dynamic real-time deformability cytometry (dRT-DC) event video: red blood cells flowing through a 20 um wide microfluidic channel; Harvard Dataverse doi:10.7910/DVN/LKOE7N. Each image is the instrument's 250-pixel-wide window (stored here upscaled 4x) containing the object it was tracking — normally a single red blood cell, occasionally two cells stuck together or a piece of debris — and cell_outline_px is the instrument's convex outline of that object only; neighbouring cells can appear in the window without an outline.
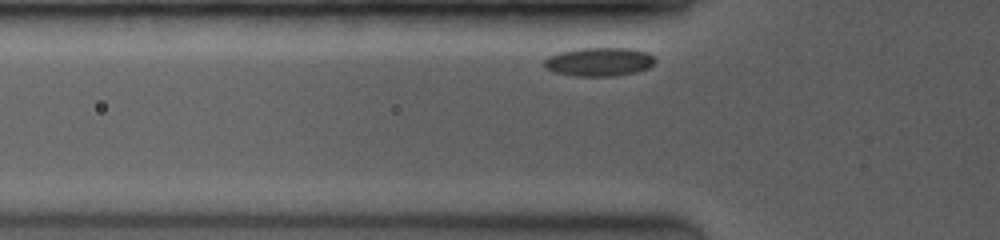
{"species": "common noctule bat (a hibernating species)", "species_latin": "Nyctalus noctula", "temperature_condition": "room temperature", "stored_images_in_passage": 37, "camera_frame_rate_fps": 3500, "um_per_image_px": 0.085, "animal": {"sex": "female", "body_mass_g": 19.0, "forearm_length_mm": 53.3}, "frame": {"image": 1, "passage_image": 4, "time_ms": 0.571, "image_size_px": [1000, 240], "cell_outline_px": [[656, 60], [648, 68], [636, 72], [616, 76], [572, 76], [552, 72], [544, 68], [544, 60], [548, 56], [560, 52], [580, 48], [632, 48], [648, 52]], "centroid_in_image_um": [50.9, 5.26], "position_along_channel_um": 74.9, "area_um2": 18.73}}
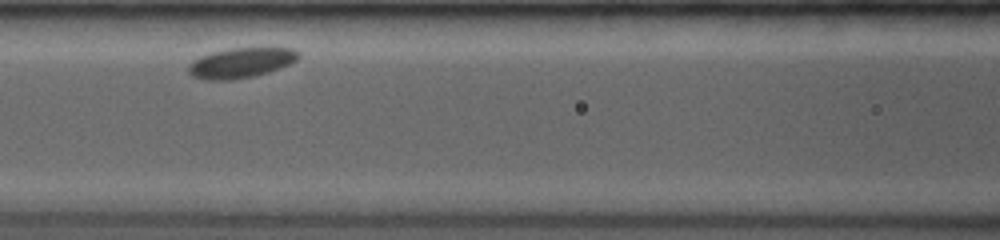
{"frame": {"image": 2, "passage_image": 13, "time_ms": 2.571, "image_size_px": [1000, 240], "cell_outline_px": [[300, 56], [296, 60], [280, 68], [268, 72], [252, 76], [232, 80], [204, 80], [192, 76], [188, 72], [188, 64], [192, 60], [200, 56], [212, 52], [228, 48], [292, 48], [300, 52]], "centroid_in_image_um": [20.44, 5.34], "position_along_channel_um": 146.2, "area_um2": 19.36}}
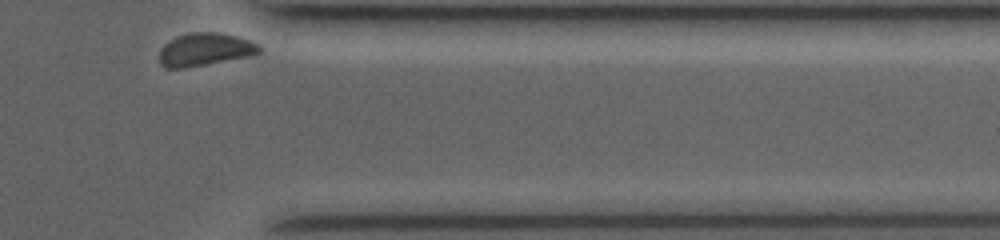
{"frame": {"image": 3, "passage_image": 37, "time_ms": 9.429, "image_size_px": [1000, 240], "cell_outline_px": [[264, 48], [260, 52], [248, 56], [184, 68], [164, 68], [160, 64], [160, 48], [164, 44], [176, 36], [188, 32], [216, 32], [236, 36], [252, 40], [260, 44]], "centroid_in_image_um": [17.43, 4.19], "position_along_channel_um": 394.0, "area_um2": 19.25}}